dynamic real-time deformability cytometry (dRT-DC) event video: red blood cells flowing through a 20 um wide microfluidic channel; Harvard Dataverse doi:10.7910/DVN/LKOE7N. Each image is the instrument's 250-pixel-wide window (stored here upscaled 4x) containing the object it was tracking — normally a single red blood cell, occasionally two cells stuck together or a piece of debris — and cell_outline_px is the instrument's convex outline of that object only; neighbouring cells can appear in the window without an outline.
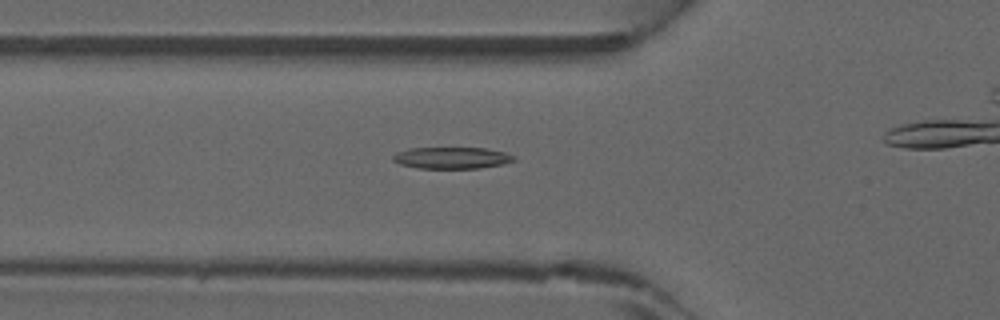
{"species": "common noctule bat (a hibernating species)", "species_latin": "Nyctalus noctula", "temperature_condition": "warm", "stored_images_in_passage": 37, "camera_frame_rate_fps": 3000, "um_per_image_px": 0.085, "animal": {"sex": "male", "forearm_length_mm": 52.5}, "frame": {"image": 1, "passage_image": 16, "time_ms": 5.0, "image_size_px": [1000, 320], "cell_outline_px": [[516, 160], [504, 164], [480, 168], [416, 168], [400, 164], [392, 160], [392, 156], [396, 152], [412, 148], [484, 148], [504, 152], [516, 156]], "centroid_in_image_um": [38.41, 13.42], "position_along_channel_um": 87.4, "area_um2": 15.26}}